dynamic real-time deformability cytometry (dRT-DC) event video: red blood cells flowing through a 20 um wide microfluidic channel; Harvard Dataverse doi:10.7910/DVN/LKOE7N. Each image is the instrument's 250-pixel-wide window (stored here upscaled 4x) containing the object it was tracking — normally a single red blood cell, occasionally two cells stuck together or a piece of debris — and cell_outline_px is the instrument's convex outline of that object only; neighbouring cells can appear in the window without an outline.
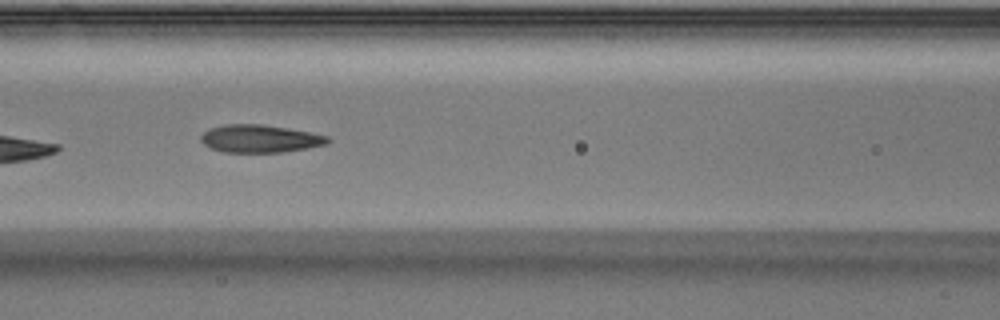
{"species": "Egyptian fruit bat (a non-hibernating species)", "species_latin": "Rousettus aegyptiacus", "temperature_condition": "warm", "stored_images_in_passage": 7, "camera_frame_rate_fps": 3000, "um_per_image_px": 0.085, "animal": {"sex": "male"}, "frame": {"image": 1, "passage_image": 5, "time_ms": 1.333, "image_size_px": [1000, 320], "cell_outline_px": [[332, 140], [324, 144], [308, 148], [280, 152], [224, 152], [212, 148], [204, 144], [200, 140], [200, 136], [208, 128], [224, 124], [260, 124], [288, 128], [328, 136]], "centroid_in_image_um": [22.06, 11.78], "position_along_channel_um": 144.5, "area_um2": 20.4}}
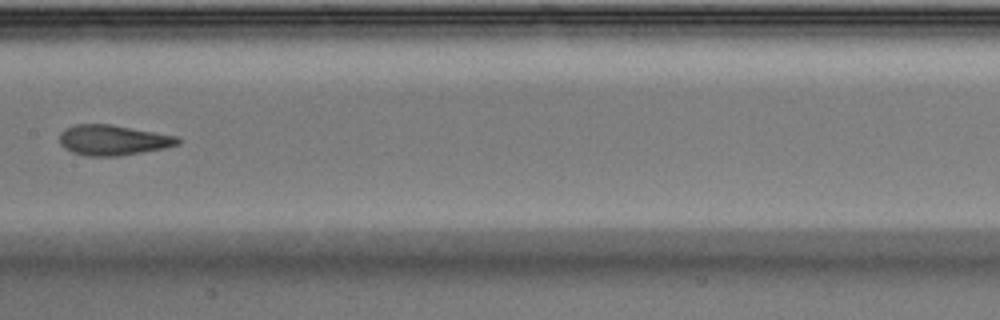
{"frame": {"image": 2, "passage_image": 6, "time_ms": 1.667, "image_size_px": [1000, 320], "cell_outline_px": [[180, 144], [164, 148], [120, 156], [88, 156], [72, 152], [64, 148], [60, 144], [60, 132], [64, 128], [76, 124], [112, 124], [180, 136]], "centroid_in_image_um": [9.62, 11.9], "position_along_channel_um": 197.8, "area_um2": 21.15}}
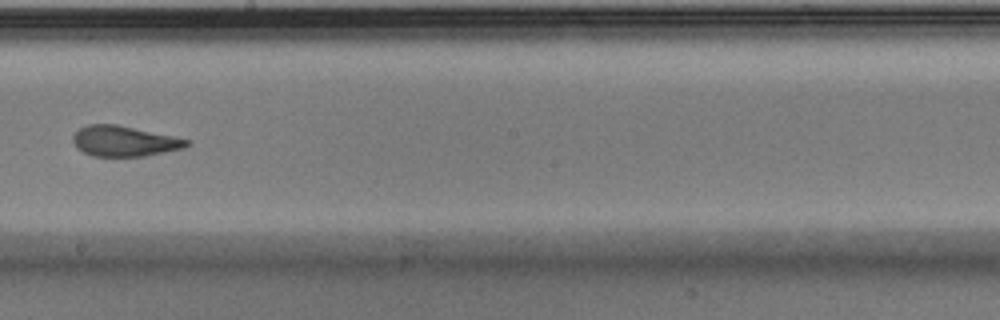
{"frame": {"image": 3, "passage_image": 7, "time_ms": 2.0, "image_size_px": [1000, 320], "cell_outline_px": [[192, 144], [184, 148], [144, 156], [92, 156], [76, 148], [72, 140], [72, 136], [80, 128], [88, 124], [116, 124], [192, 140]], "centroid_in_image_um": [10.57, 12.0], "position_along_channel_um": 237.6, "area_um2": 20.23}}